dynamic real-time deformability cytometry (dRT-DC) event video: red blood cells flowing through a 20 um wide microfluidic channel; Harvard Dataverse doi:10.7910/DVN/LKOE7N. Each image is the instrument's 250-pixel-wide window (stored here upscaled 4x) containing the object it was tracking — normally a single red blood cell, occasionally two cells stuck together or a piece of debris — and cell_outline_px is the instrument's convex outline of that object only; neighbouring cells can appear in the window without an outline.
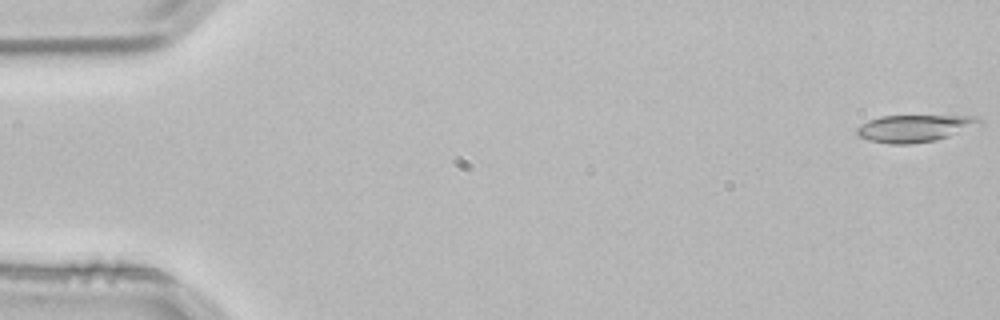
{"species": "common noctule bat (a hibernating species)", "species_latin": "Nyctalus noctula", "temperature_condition": "room temperature", "stored_images_in_passage": 3, "camera_frame_rate_fps": 3000, "um_per_image_px": 0.085, "animal": {"sex": "male", "body_mass_g": 21.5, "forearm_length_mm": 52.0}, "frame": {"image": 1, "passage_image": 1, "time_ms": 0.0, "image_size_px": [1000, 320], "cell_outline_px": [[984, 124], [936, 140], [908, 144], [888, 144], [868, 140], [856, 136], [856, 128], [868, 120], [880, 116], [976, 116]], "centroid_in_image_um": [77.71, 10.91], "position_along_channel_um": 7.3, "area_um2": 19.42}}